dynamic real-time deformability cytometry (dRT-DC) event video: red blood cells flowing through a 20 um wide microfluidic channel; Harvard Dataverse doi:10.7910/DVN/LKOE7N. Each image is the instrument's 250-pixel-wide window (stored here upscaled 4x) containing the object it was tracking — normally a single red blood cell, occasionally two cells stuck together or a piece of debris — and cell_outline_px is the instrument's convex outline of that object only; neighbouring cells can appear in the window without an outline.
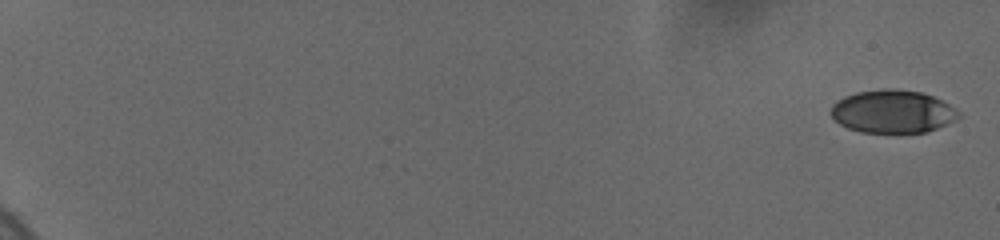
{"species": "human", "species_latin": "Homo sapiens", "temperature_condition": "cold", "stored_images_in_passage": 41, "segment_of_instrument_passage": [1, 2], "camera_frame_rate_fps": 3000, "um_per_image_px": 0.085, "donor": {"sex": "female"}, "frame": {"image": 1, "passage_image": 1, "time_ms": 0.0, "image_size_px": [1000, 240], "cell_outline_px": [[960, 116], [956, 120], [936, 128], [924, 132], [860, 132], [848, 128], [840, 124], [828, 112], [832, 104], [844, 96], [856, 92], [888, 88], [892, 88], [920, 92], [932, 96], [956, 108], [960, 112]], "centroid_in_image_um": [75.85, 9.47], "position_along_channel_um": 9.2, "area_um2": 31.91}}
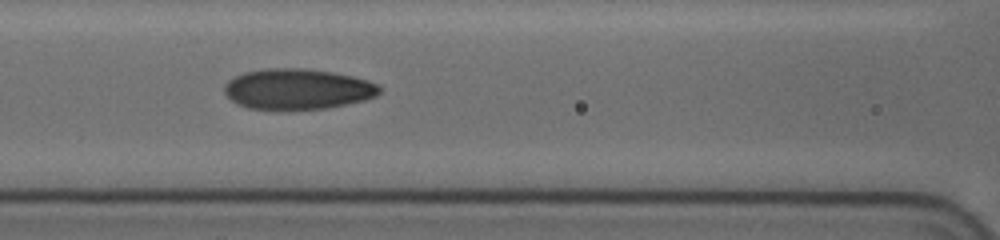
{"frame": {"image": 2, "passage_image": 17, "time_ms": 9.667, "image_size_px": [1000, 240], "cell_outline_px": [[380, 92], [376, 96], [364, 100], [328, 108], [284, 112], [248, 108], [236, 104], [224, 92], [224, 84], [228, 80], [244, 72], [264, 68], [304, 68], [332, 72], [352, 76], [368, 80], [376, 84], [380, 88]], "centroid_in_image_um": [25.25, 7.6], "position_along_channel_um": 141.4, "area_um2": 37.51}}
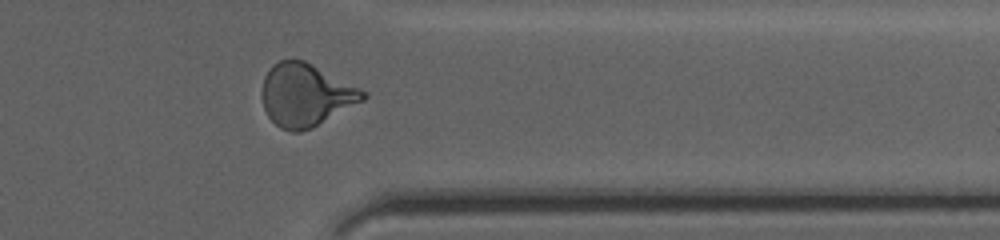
{"frame": {"image": 3, "passage_image": 33, "time_ms": 16.333, "image_size_px": [1000, 240], "cell_outline_px": [[368, 96], [364, 100], [312, 128], [300, 132], [288, 132], [280, 128], [268, 116], [264, 108], [260, 96], [260, 92], [264, 76], [272, 64], [280, 60], [304, 60], [368, 92]], "centroid_in_image_um": [25.96, 8.08], "position_along_channel_um": 385.4, "area_um2": 37.05}}